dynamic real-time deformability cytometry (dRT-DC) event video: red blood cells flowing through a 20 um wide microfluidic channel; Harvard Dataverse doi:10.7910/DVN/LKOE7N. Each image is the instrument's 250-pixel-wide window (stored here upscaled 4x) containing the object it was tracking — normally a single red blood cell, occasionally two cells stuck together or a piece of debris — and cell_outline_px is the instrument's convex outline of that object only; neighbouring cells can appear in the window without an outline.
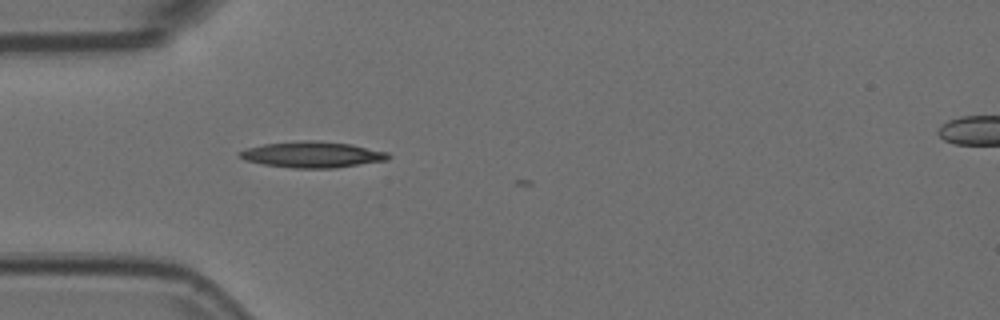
{"species": "Egyptian fruit bat (a non-hibernating species)", "species_latin": "Rousettus aegyptiacus", "temperature_condition": "room temperature", "stored_images_in_passage": 10, "camera_frame_rate_fps": 3000, "um_per_image_px": 0.085, "animal": {"sex": "female"}, "frame": {"image": 1, "passage_image": 1, "time_ms": 0.0, "image_size_px": [1000, 320], "cell_outline_px": [[392, 156], [388, 160], [336, 168], [292, 168], [264, 164], [244, 160], [236, 156], [236, 152], [248, 148], [264, 144], [304, 140], [316, 140], [352, 144], [388, 152]], "centroid_in_image_um": [26.55, 13.14], "position_along_channel_um": 58.4, "area_um2": 22.77}}
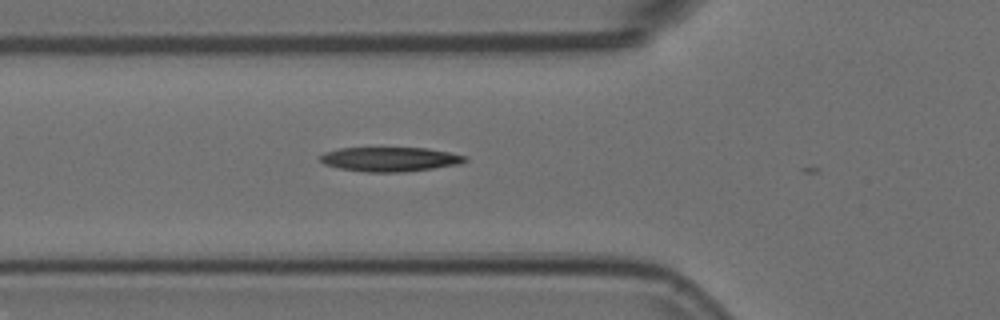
{"frame": {"image": 2, "passage_image": 4, "time_ms": 1.0, "image_size_px": [1000, 320], "cell_outline_px": [[468, 160], [460, 164], [404, 172], [364, 172], [340, 168], [324, 164], [320, 160], [320, 156], [324, 152], [340, 148], [428, 148], [468, 156]], "centroid_in_image_um": [33.16, 13.53], "position_along_channel_um": 92.6, "area_um2": 20.58}}
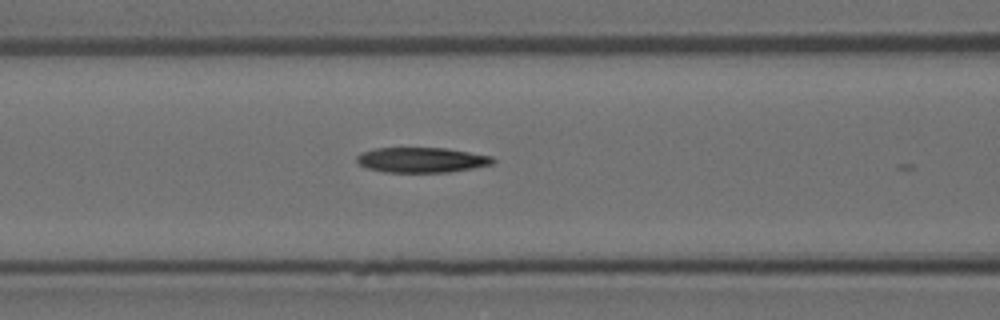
{"frame": {"image": 3, "passage_image": 7, "time_ms": 2.0, "image_size_px": [1000, 320], "cell_outline_px": [[496, 160], [492, 164], [472, 168], [448, 172], [384, 172], [368, 168], [360, 164], [356, 160], [356, 156], [360, 152], [376, 148], [448, 148], [492, 156]], "centroid_in_image_um": [35.84, 13.59], "position_along_channel_um": 130.8, "area_um2": 19.94}}